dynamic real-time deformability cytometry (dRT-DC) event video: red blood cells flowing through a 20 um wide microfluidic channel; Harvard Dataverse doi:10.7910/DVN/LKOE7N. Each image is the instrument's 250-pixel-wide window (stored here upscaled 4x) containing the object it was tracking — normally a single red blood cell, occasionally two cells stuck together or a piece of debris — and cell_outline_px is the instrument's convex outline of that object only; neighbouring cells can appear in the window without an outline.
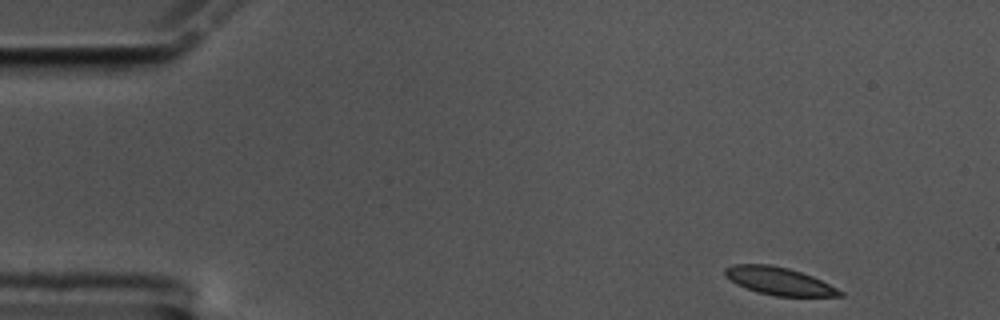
{"species": "common noctule bat (a hibernating species)", "species_latin": "Nyctalus noctula", "temperature_condition": "cold", "stored_images_in_passage": 53, "camera_frame_rate_fps": 3000, "um_per_image_px": 0.085, "animal": {"sex": "male", "body_mass_g": 17.5, "forearm_length_mm": 52.3}, "frame": {"image": 1, "passage_image": 1, "time_ms": 0.0, "image_size_px": [1000, 320], "cell_outline_px": [[844, 296], [776, 296], [756, 292], [736, 284], [724, 276], [724, 268], [732, 264], [768, 264], [788, 268], [812, 276], [844, 292]], "centroid_in_image_um": [66.17, 23.89], "position_along_channel_um": 18.8, "area_um2": 18.5}}
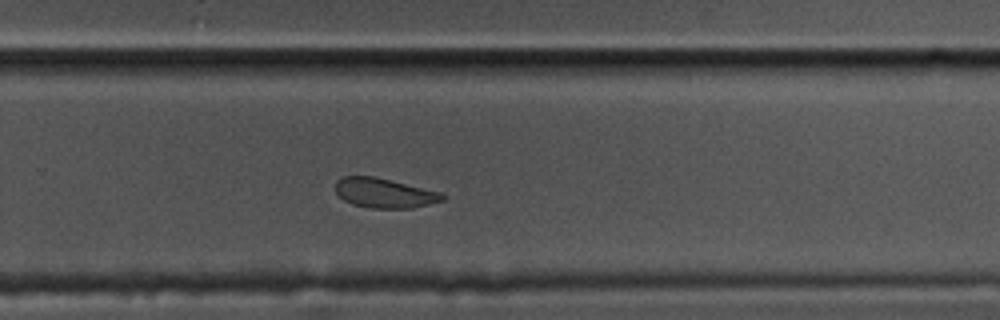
{"frame": {"image": 2, "passage_image": 33, "time_ms": 10.667, "image_size_px": [1000, 320], "cell_outline_px": [[448, 196], [444, 200], [412, 208], [372, 208], [352, 204], [344, 200], [336, 192], [336, 180], [344, 176], [372, 176], [444, 192]], "centroid_in_image_um": [32.72, 16.41], "position_along_channel_um": 297.1, "area_um2": 18.55}}
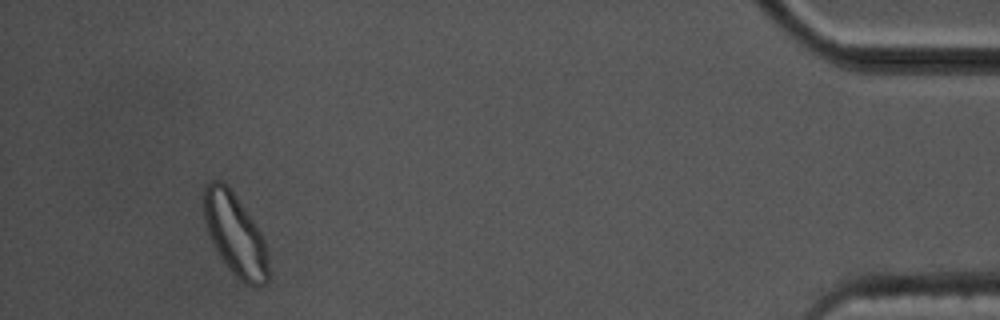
{"frame": {"image": 3, "passage_image": 49, "time_ms": 16.0, "image_size_px": [1000, 320], "cell_outline_px": [[268, 280], [264, 284], [244, 284], [228, 268], [220, 256], [208, 232], [204, 216], [204, 188], [208, 180], [220, 180], [232, 192], [256, 224], [264, 240], [268, 256]], "centroid_in_image_um": [19.98, 19.93], "position_along_channel_um": 415.2, "area_um2": 30.17}, "authors_computed_cell_mechanics": {"area_um2": 19.5364, "velocity_mm_per_s": 3.4822, "shape_relaxation_time_tau1_ms": 3.0904, "shape_relaxation_time_tau2_ms": 2.0604, "deformation_change_tau1": 0.1044, "deformation_change_tau2": 0.071}}